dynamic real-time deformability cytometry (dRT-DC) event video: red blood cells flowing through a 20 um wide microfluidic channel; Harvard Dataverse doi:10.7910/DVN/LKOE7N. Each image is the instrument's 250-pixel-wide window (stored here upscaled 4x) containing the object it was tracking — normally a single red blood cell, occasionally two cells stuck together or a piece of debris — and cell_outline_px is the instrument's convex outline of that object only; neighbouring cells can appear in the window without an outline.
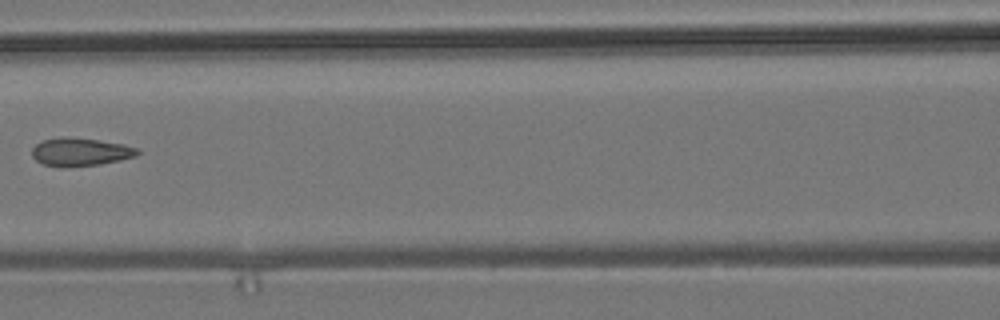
{"species": "common noctule bat (a hibernating species)", "species_latin": "Nyctalus noctula", "temperature_condition": "room temperature", "stored_images_in_passage": 5, "camera_frame_rate_fps": 3000, "um_per_image_px": 0.085, "animal": {"sex": "male", "body_mass_g": 19.2, "forearm_length_mm": 51.8}, "frame": {"image": 1, "passage_image": 4, "time_ms": 3.333, "image_size_px": [1000, 320], "cell_outline_px": [[140, 152], [136, 156], [120, 160], [100, 164], [44, 164], [36, 160], [32, 156], [32, 148], [40, 140], [60, 136], [96, 140], [124, 144], [136, 148]], "centroid_in_image_um": [6.83, 12.86], "position_along_channel_um": 159.8, "area_um2": 16.53}}
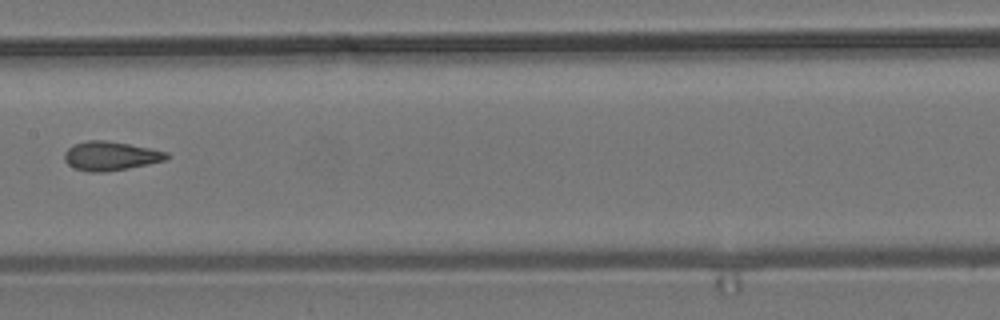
{"frame": {"image": 2, "passage_image": 5, "time_ms": 4.333, "image_size_px": [1000, 320], "cell_outline_px": [[172, 156], [168, 160], [128, 168], [104, 172], [88, 172], [76, 168], [68, 164], [64, 160], [64, 152], [72, 144], [88, 140], [104, 140], [152, 148], [168, 152]], "centroid_in_image_um": [9.43, 13.25], "position_along_channel_um": 198.0, "area_um2": 17.46}}